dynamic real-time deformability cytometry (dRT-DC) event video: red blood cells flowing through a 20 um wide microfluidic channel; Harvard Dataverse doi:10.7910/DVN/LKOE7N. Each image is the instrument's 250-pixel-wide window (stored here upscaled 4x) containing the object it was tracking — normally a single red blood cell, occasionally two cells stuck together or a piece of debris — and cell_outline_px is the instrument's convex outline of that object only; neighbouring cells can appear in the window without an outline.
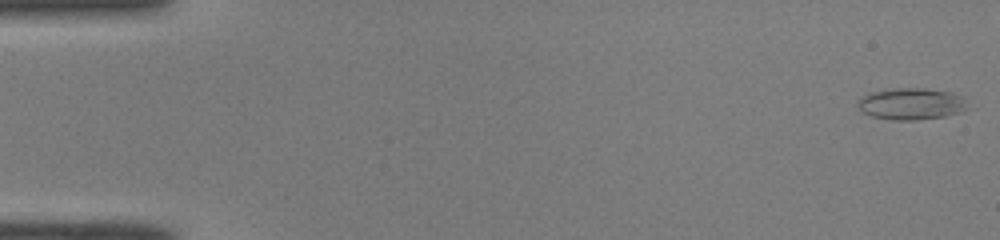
{"species": "common noctule bat (a hibernating species)", "species_latin": "Nyctalus noctula", "temperature_condition": "room temperature", "stored_images_in_passage": 51, "segment_of_instrument_passage": [1, 2], "camera_frame_rate_fps": 3000, "um_per_image_px": 0.085, "animal": {"sex": "male", "body_mass_g": 19.0, "forearm_length_mm": 50.8}, "frame": {"image": 1, "passage_image": 1, "time_ms": 0.0, "image_size_px": [1000, 240], "cell_outline_px": [[964, 108], [960, 112], [944, 116], [916, 120], [896, 120], [872, 116], [860, 112], [856, 104], [856, 100], [860, 96], [868, 92], [892, 88], [924, 88], [952, 92], [964, 96]], "centroid_in_image_um": [77.36, 8.81], "position_along_channel_um": 7.6, "area_um2": 20.46}}
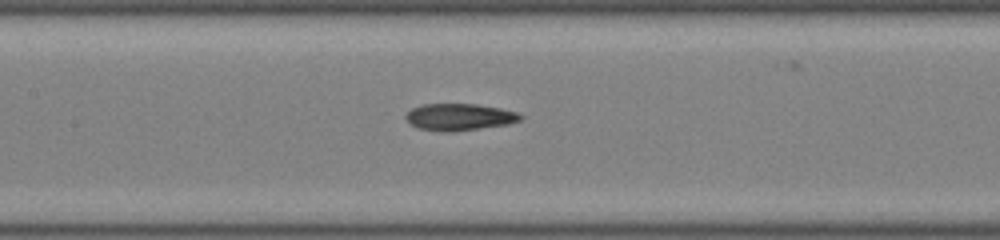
{"frame": {"image": 2, "passage_image": 24, "time_ms": 7.667, "image_size_px": [1000, 240], "cell_outline_px": [[524, 116], [520, 120], [508, 124], [452, 132], [440, 132], [420, 128], [412, 124], [404, 116], [412, 108], [424, 104], [476, 104], [500, 108], [516, 112]], "centroid_in_image_um": [39.06, 9.94], "position_along_channel_um": 168.3, "area_um2": 17.8}}
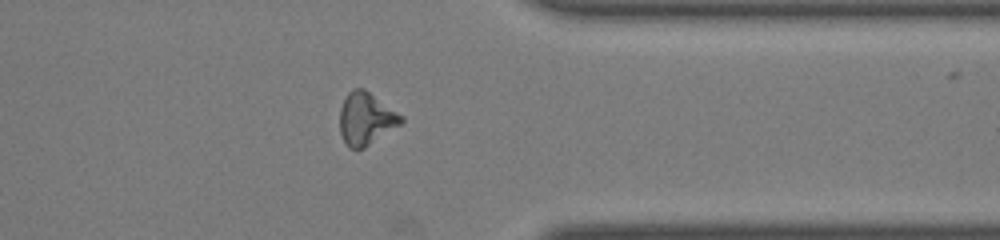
{"frame": {"image": 3, "passage_image": 40, "time_ms": 13.0, "image_size_px": [1000, 240], "cell_outline_px": [[404, 120], [400, 124], [364, 148], [348, 148], [340, 132], [340, 108], [348, 92], [352, 88], [364, 88], [404, 116]], "centroid_in_image_um": [31.1, 10.07], "position_along_channel_um": 380.3, "area_um2": 18.61}}